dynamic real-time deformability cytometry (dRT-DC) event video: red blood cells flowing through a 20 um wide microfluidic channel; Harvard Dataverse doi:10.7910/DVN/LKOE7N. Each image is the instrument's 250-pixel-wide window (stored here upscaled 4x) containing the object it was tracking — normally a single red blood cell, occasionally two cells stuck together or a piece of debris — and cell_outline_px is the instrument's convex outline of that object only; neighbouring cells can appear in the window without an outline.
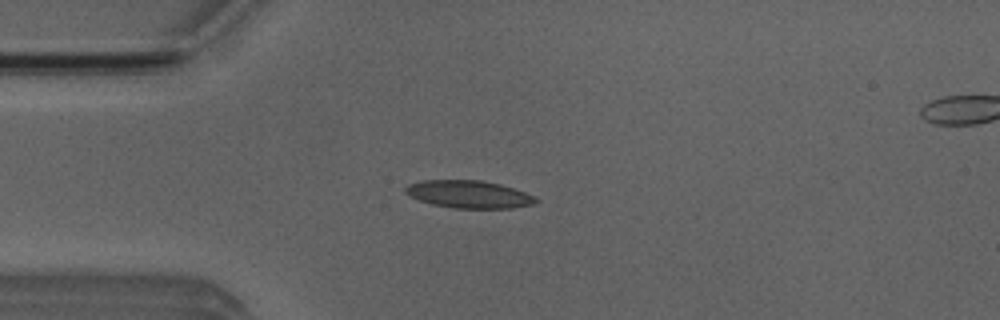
{"species": "Egyptian fruit bat (a non-hibernating species)", "species_latin": "Rousettus aegyptiacus", "temperature_condition": "room temperature", "stored_images_in_passage": 51, "segment_of_instrument_passage": [1, 2], "camera_frame_rate_fps": 3000, "um_per_image_px": 0.085, "animal": {"sex": "male"}, "frame": {"image": 1, "passage_image": 12, "time_ms": 3.667, "image_size_px": [1000, 320], "cell_outline_px": [[540, 200], [536, 204], [512, 208], [452, 208], [432, 204], [420, 200], [404, 192], [404, 188], [408, 184], [424, 180], [480, 180], [500, 184], [524, 192]], "centroid_in_image_um": [39.86, 16.52], "position_along_channel_um": 45.1, "area_um2": 20.87}}
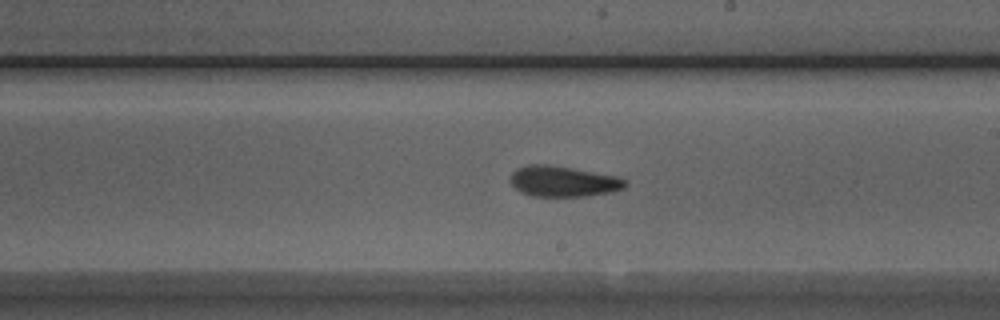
{"frame": {"image": 2, "passage_image": 28, "time_ms": 9.0, "image_size_px": [1000, 320], "cell_outline_px": [[628, 184], [624, 188], [612, 192], [584, 196], [532, 196], [520, 192], [508, 180], [512, 172], [528, 164], [548, 164], [616, 176], [628, 180]], "centroid_in_image_um": [47.87, 15.42], "position_along_channel_um": 241.1, "area_um2": 20.52}}
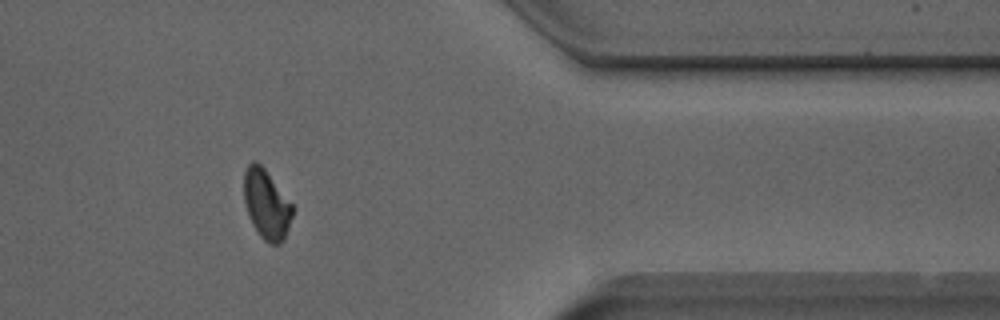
{"frame": {"image": 3, "passage_image": 41, "time_ms": 13.333, "image_size_px": [1000, 320], "cell_outline_px": [[296, 208], [284, 240], [280, 244], [268, 244], [260, 236], [252, 224], [248, 216], [244, 200], [244, 172], [248, 164], [252, 160], [256, 160], [264, 168]], "centroid_in_image_um": [22.67, 17.38], "position_along_channel_um": 388.7, "area_um2": 20.0}}